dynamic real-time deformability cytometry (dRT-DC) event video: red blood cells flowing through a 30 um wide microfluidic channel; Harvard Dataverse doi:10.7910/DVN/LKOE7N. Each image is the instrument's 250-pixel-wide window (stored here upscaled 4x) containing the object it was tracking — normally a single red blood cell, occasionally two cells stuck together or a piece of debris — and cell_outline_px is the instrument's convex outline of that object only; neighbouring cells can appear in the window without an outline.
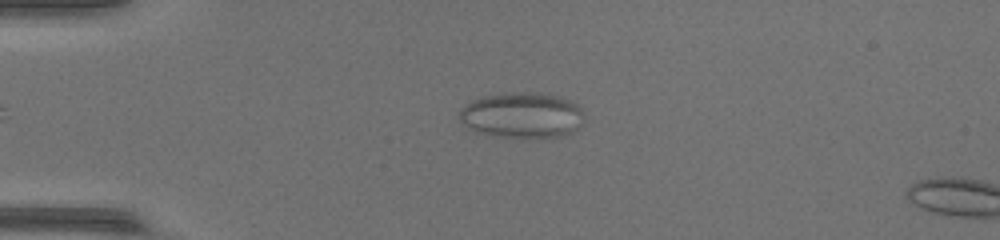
{"species": "common noctule bat (a hibernating species)", "species_latin": "Nyctalus noctula", "temperature_condition": "warm", "stored_images_in_passage": 52, "camera_frame_rate_fps": 3000, "um_per_image_px": 0.085, "animal": {"sex": "female", "body_mass_g": 17.0, "forearm_length_mm": 48.0}, "frame": {"image": 1, "passage_image": 13, "time_ms": 4.0, "image_size_px": [1000, 240], "cell_outline_px": [[584, 116], [580, 124], [572, 132], [560, 136], [500, 136], [480, 132], [468, 128], [460, 120], [460, 108], [472, 100], [484, 96], [508, 92], [528, 92], [556, 96], [568, 100], [576, 104], [580, 108]], "centroid_in_image_um": [44.34, 9.77], "position_along_channel_um": 40.7, "area_um2": 32.43}}
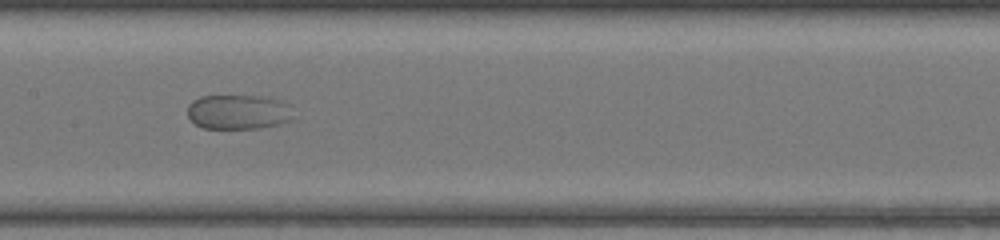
{"frame": {"image": 2, "passage_image": 27, "time_ms": 8.667, "image_size_px": [1000, 240], "cell_outline_px": [[292, 116], [288, 120], [280, 124], [260, 128], [204, 128], [196, 124], [188, 116], [188, 104], [192, 100], [200, 96], [268, 96], [288, 104]], "centroid_in_image_um": [20.23, 9.5], "position_along_channel_um": 187.2, "area_um2": 21.27}}
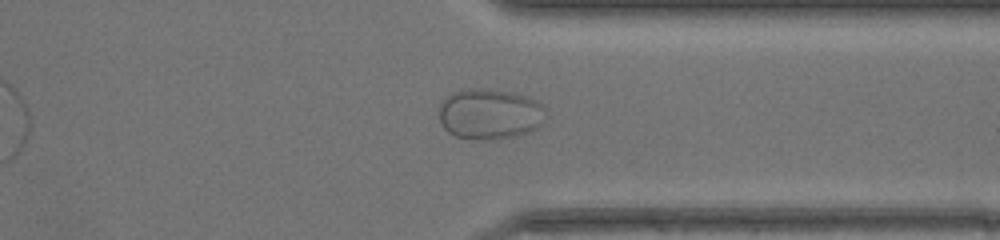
{"frame": {"image": 3, "passage_image": 41, "time_ms": 13.333, "image_size_px": [1000, 240], "cell_outline_px": [[548, 116], [536, 128], [528, 132], [512, 136], [456, 136], [448, 132], [444, 128], [440, 120], [440, 104], [452, 92], [468, 88], [484, 88], [512, 92], [528, 96], [536, 100], [544, 108]], "centroid_in_image_um": [41.66, 9.61], "position_along_channel_um": 369.7, "area_um2": 30.63}}